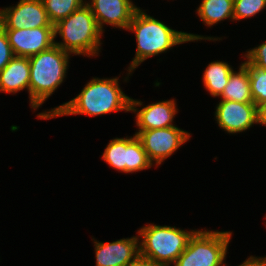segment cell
I'll list each match as a JSON object with an SVG mask.
<instances>
[{
	"instance_id": "1",
	"label": "cell",
	"mask_w": 266,
	"mask_h": 266,
	"mask_svg": "<svg viewBox=\"0 0 266 266\" xmlns=\"http://www.w3.org/2000/svg\"><path fill=\"white\" fill-rule=\"evenodd\" d=\"M119 77L93 78L81 92L67 103L39 113V119H51L64 115H105L114 111H130L131 98L119 87Z\"/></svg>"
},
{
	"instance_id": "2",
	"label": "cell",
	"mask_w": 266,
	"mask_h": 266,
	"mask_svg": "<svg viewBox=\"0 0 266 266\" xmlns=\"http://www.w3.org/2000/svg\"><path fill=\"white\" fill-rule=\"evenodd\" d=\"M127 30L132 31L137 40L135 57L128 67V77L148 57L167 52L175 45L202 39L212 41L221 39L176 31L154 17L147 15L140 8L135 11Z\"/></svg>"
},
{
	"instance_id": "3",
	"label": "cell",
	"mask_w": 266,
	"mask_h": 266,
	"mask_svg": "<svg viewBox=\"0 0 266 266\" xmlns=\"http://www.w3.org/2000/svg\"><path fill=\"white\" fill-rule=\"evenodd\" d=\"M70 55L59 46L29 57V99L31 108H39L63 83Z\"/></svg>"
},
{
	"instance_id": "4",
	"label": "cell",
	"mask_w": 266,
	"mask_h": 266,
	"mask_svg": "<svg viewBox=\"0 0 266 266\" xmlns=\"http://www.w3.org/2000/svg\"><path fill=\"white\" fill-rule=\"evenodd\" d=\"M58 34L63 42L55 45L69 54L98 56L103 32L86 3L54 25V38Z\"/></svg>"
},
{
	"instance_id": "5",
	"label": "cell",
	"mask_w": 266,
	"mask_h": 266,
	"mask_svg": "<svg viewBox=\"0 0 266 266\" xmlns=\"http://www.w3.org/2000/svg\"><path fill=\"white\" fill-rule=\"evenodd\" d=\"M196 230L160 225H146L138 230L139 254L151 259L158 266H170L175 263L186 249L189 239Z\"/></svg>"
},
{
	"instance_id": "6",
	"label": "cell",
	"mask_w": 266,
	"mask_h": 266,
	"mask_svg": "<svg viewBox=\"0 0 266 266\" xmlns=\"http://www.w3.org/2000/svg\"><path fill=\"white\" fill-rule=\"evenodd\" d=\"M232 232L196 230L174 266H227L224 263Z\"/></svg>"
},
{
	"instance_id": "7",
	"label": "cell",
	"mask_w": 266,
	"mask_h": 266,
	"mask_svg": "<svg viewBox=\"0 0 266 266\" xmlns=\"http://www.w3.org/2000/svg\"><path fill=\"white\" fill-rule=\"evenodd\" d=\"M102 159L108 165L123 173L141 171L151 168L153 165L136 134L130 138L111 140L104 150Z\"/></svg>"
},
{
	"instance_id": "8",
	"label": "cell",
	"mask_w": 266,
	"mask_h": 266,
	"mask_svg": "<svg viewBox=\"0 0 266 266\" xmlns=\"http://www.w3.org/2000/svg\"><path fill=\"white\" fill-rule=\"evenodd\" d=\"M135 134L140 139L149 160L156 165H160L167 157L171 156L189 140L191 135L176 126L138 130Z\"/></svg>"
},
{
	"instance_id": "9",
	"label": "cell",
	"mask_w": 266,
	"mask_h": 266,
	"mask_svg": "<svg viewBox=\"0 0 266 266\" xmlns=\"http://www.w3.org/2000/svg\"><path fill=\"white\" fill-rule=\"evenodd\" d=\"M0 26L4 30L54 27L42 0H20L15 6L0 9Z\"/></svg>"
},
{
	"instance_id": "10",
	"label": "cell",
	"mask_w": 266,
	"mask_h": 266,
	"mask_svg": "<svg viewBox=\"0 0 266 266\" xmlns=\"http://www.w3.org/2000/svg\"><path fill=\"white\" fill-rule=\"evenodd\" d=\"M215 117L219 127L229 134L246 131L258 123L257 106L254 102L221 100L217 104Z\"/></svg>"
},
{
	"instance_id": "11",
	"label": "cell",
	"mask_w": 266,
	"mask_h": 266,
	"mask_svg": "<svg viewBox=\"0 0 266 266\" xmlns=\"http://www.w3.org/2000/svg\"><path fill=\"white\" fill-rule=\"evenodd\" d=\"M15 56L31 57L55 45L54 27L5 30Z\"/></svg>"
},
{
	"instance_id": "12",
	"label": "cell",
	"mask_w": 266,
	"mask_h": 266,
	"mask_svg": "<svg viewBox=\"0 0 266 266\" xmlns=\"http://www.w3.org/2000/svg\"><path fill=\"white\" fill-rule=\"evenodd\" d=\"M85 3L90 7L102 32L104 24L127 30L138 9L131 0H91Z\"/></svg>"
},
{
	"instance_id": "13",
	"label": "cell",
	"mask_w": 266,
	"mask_h": 266,
	"mask_svg": "<svg viewBox=\"0 0 266 266\" xmlns=\"http://www.w3.org/2000/svg\"><path fill=\"white\" fill-rule=\"evenodd\" d=\"M141 101L131 98L130 111L136 114V125L139 130L163 129L174 126L173 120L178 113L174 99L151 103L142 109L136 108L141 106Z\"/></svg>"
},
{
	"instance_id": "14",
	"label": "cell",
	"mask_w": 266,
	"mask_h": 266,
	"mask_svg": "<svg viewBox=\"0 0 266 266\" xmlns=\"http://www.w3.org/2000/svg\"><path fill=\"white\" fill-rule=\"evenodd\" d=\"M139 241L137 236L111 243L94 240L96 266H126L139 254Z\"/></svg>"
},
{
	"instance_id": "15",
	"label": "cell",
	"mask_w": 266,
	"mask_h": 266,
	"mask_svg": "<svg viewBox=\"0 0 266 266\" xmlns=\"http://www.w3.org/2000/svg\"><path fill=\"white\" fill-rule=\"evenodd\" d=\"M30 62L28 57L14 56L0 71V92L17 93L27 89L29 93Z\"/></svg>"
},
{
	"instance_id": "16",
	"label": "cell",
	"mask_w": 266,
	"mask_h": 266,
	"mask_svg": "<svg viewBox=\"0 0 266 266\" xmlns=\"http://www.w3.org/2000/svg\"><path fill=\"white\" fill-rule=\"evenodd\" d=\"M221 100L235 101L240 103L254 102L251 95L248 68L242 63L238 72L230 74L227 85L221 94Z\"/></svg>"
},
{
	"instance_id": "17",
	"label": "cell",
	"mask_w": 266,
	"mask_h": 266,
	"mask_svg": "<svg viewBox=\"0 0 266 266\" xmlns=\"http://www.w3.org/2000/svg\"><path fill=\"white\" fill-rule=\"evenodd\" d=\"M232 72L233 68L226 62H211L203 73L204 87L213 97L221 96Z\"/></svg>"
},
{
	"instance_id": "18",
	"label": "cell",
	"mask_w": 266,
	"mask_h": 266,
	"mask_svg": "<svg viewBox=\"0 0 266 266\" xmlns=\"http://www.w3.org/2000/svg\"><path fill=\"white\" fill-rule=\"evenodd\" d=\"M234 0H202L197 13L207 26H213L225 19L233 21Z\"/></svg>"
},
{
	"instance_id": "19",
	"label": "cell",
	"mask_w": 266,
	"mask_h": 266,
	"mask_svg": "<svg viewBox=\"0 0 266 266\" xmlns=\"http://www.w3.org/2000/svg\"><path fill=\"white\" fill-rule=\"evenodd\" d=\"M50 22L55 25L85 4L84 0H42Z\"/></svg>"
},
{
	"instance_id": "20",
	"label": "cell",
	"mask_w": 266,
	"mask_h": 266,
	"mask_svg": "<svg viewBox=\"0 0 266 266\" xmlns=\"http://www.w3.org/2000/svg\"><path fill=\"white\" fill-rule=\"evenodd\" d=\"M243 64L248 68L251 95L258 106L266 101V69L257 68L247 60Z\"/></svg>"
},
{
	"instance_id": "21",
	"label": "cell",
	"mask_w": 266,
	"mask_h": 266,
	"mask_svg": "<svg viewBox=\"0 0 266 266\" xmlns=\"http://www.w3.org/2000/svg\"><path fill=\"white\" fill-rule=\"evenodd\" d=\"M265 7L266 0H234L233 21L251 18Z\"/></svg>"
},
{
	"instance_id": "22",
	"label": "cell",
	"mask_w": 266,
	"mask_h": 266,
	"mask_svg": "<svg viewBox=\"0 0 266 266\" xmlns=\"http://www.w3.org/2000/svg\"><path fill=\"white\" fill-rule=\"evenodd\" d=\"M245 54L247 61L257 68L266 69V42L248 50Z\"/></svg>"
},
{
	"instance_id": "23",
	"label": "cell",
	"mask_w": 266,
	"mask_h": 266,
	"mask_svg": "<svg viewBox=\"0 0 266 266\" xmlns=\"http://www.w3.org/2000/svg\"><path fill=\"white\" fill-rule=\"evenodd\" d=\"M12 47L9 44L8 37L5 30L0 26V71L11 61L14 57Z\"/></svg>"
},
{
	"instance_id": "24",
	"label": "cell",
	"mask_w": 266,
	"mask_h": 266,
	"mask_svg": "<svg viewBox=\"0 0 266 266\" xmlns=\"http://www.w3.org/2000/svg\"><path fill=\"white\" fill-rule=\"evenodd\" d=\"M126 266H158L151 259L138 254L131 262Z\"/></svg>"
},
{
	"instance_id": "25",
	"label": "cell",
	"mask_w": 266,
	"mask_h": 266,
	"mask_svg": "<svg viewBox=\"0 0 266 266\" xmlns=\"http://www.w3.org/2000/svg\"><path fill=\"white\" fill-rule=\"evenodd\" d=\"M239 266H266V257H253L250 256Z\"/></svg>"
},
{
	"instance_id": "26",
	"label": "cell",
	"mask_w": 266,
	"mask_h": 266,
	"mask_svg": "<svg viewBox=\"0 0 266 266\" xmlns=\"http://www.w3.org/2000/svg\"><path fill=\"white\" fill-rule=\"evenodd\" d=\"M258 123L266 126V101L257 106Z\"/></svg>"
}]
</instances>
